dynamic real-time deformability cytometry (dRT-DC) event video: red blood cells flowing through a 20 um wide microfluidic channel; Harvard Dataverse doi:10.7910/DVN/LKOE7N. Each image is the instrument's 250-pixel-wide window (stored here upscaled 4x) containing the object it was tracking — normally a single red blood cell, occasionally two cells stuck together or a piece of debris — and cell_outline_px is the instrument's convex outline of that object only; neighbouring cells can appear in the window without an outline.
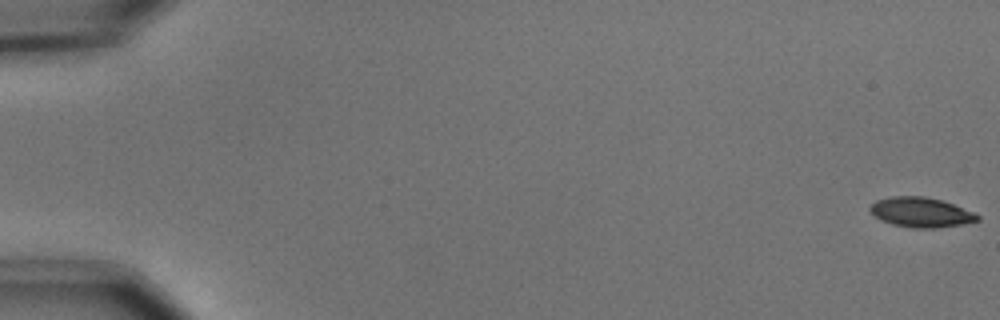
{"species": "common noctule bat (a hibernating species)", "species_latin": "Nyctalus noctula", "temperature_condition": "cold", "stored_images_in_passage": 56, "camera_frame_rate_fps": 3000, "um_per_image_px": 0.085, "animal": {"sex": "male", "body_mass_g": 15.6}, "frame": {"image": 1, "passage_image": 1, "time_ms": 0.0, "image_size_px": [1000, 320], "cell_outline_px": [[980, 220], [960, 224], [936, 228], [912, 228], [892, 224], [880, 220], [868, 208], [876, 200], [892, 196], [924, 196], [940, 200], [952, 204], [972, 212], [980, 216]], "centroid_in_image_um": [78.25, 18.05], "position_along_channel_um": 6.8, "area_um2": 18.44}}
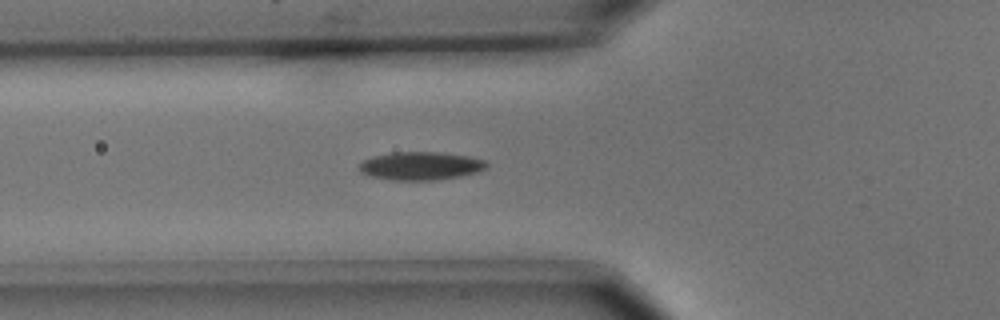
{"frame": {"image": 2, "passage_image": 21, "time_ms": 6.667, "image_size_px": [1000, 320], "cell_outline_px": [[488, 168], [480, 172], [460, 176], [436, 180], [392, 180], [372, 176], [360, 172], [360, 164], [364, 160], [376, 156], [392, 152], [436, 152], [468, 156], [484, 160], [488, 164]], "centroid_in_image_um": [35.81, 14.11], "position_along_channel_um": 90.0, "area_um2": 20.81}}
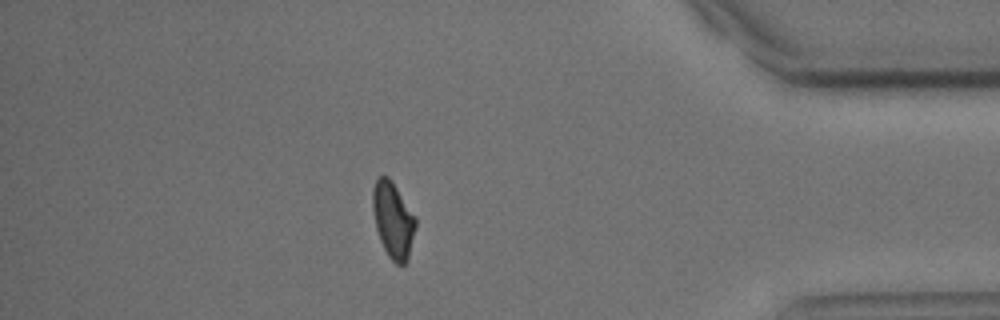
{"frame": {"image": 3, "passage_image": 49, "time_ms": 16.0, "image_size_px": [1000, 320], "cell_outline_px": [[416, 228], [408, 260], [404, 264], [396, 264], [388, 256], [380, 240], [376, 228], [372, 208], [372, 188], [376, 180], [380, 176], [388, 176], [392, 180], [416, 216]], "centroid_in_image_um": [33.42, 18.69], "position_along_channel_um": 401.8, "area_um2": 19.25}, "authors_computed_cell_mechanics": {"area_um2": 19.363, "velocity_mm_per_s": 3.6945, "shape_relaxation_time_tau1_ms": 3.044, "shape_relaxation_time_tau2_ms": null, "deformation_change_tau1": 0.1221, "deformation_change_tau2": null}}